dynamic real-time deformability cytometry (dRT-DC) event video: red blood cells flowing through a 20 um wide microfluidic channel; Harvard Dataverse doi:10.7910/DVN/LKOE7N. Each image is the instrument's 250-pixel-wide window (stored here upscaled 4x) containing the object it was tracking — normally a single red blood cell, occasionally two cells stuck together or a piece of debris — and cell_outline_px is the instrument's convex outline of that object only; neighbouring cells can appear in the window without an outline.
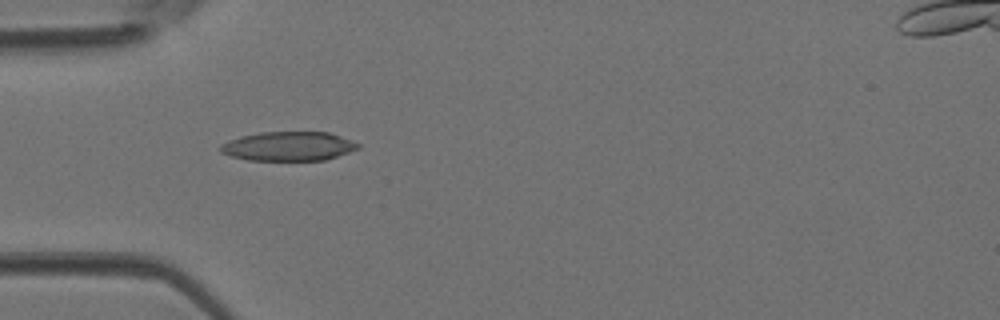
{"species": "Egyptian fruit bat (a non-hibernating species)", "species_latin": "Rousettus aegyptiacus", "temperature_condition": "room temperature", "stored_images_in_passage": 32, "camera_frame_rate_fps": 3000, "um_per_image_px": 0.085, "animal": {"sex": "female"}, "frame": {"image": 1, "passage_image": 1, "time_ms": 0.0, "image_size_px": [1000, 320], "cell_outline_px": [[360, 148], [324, 160], [248, 160], [232, 156], [220, 152], [220, 144], [228, 140], [240, 136], [260, 132], [328, 132], [352, 140], [360, 144]], "centroid_in_image_um": [24.5, 12.42], "position_along_channel_um": 60.5, "area_um2": 23.35}}
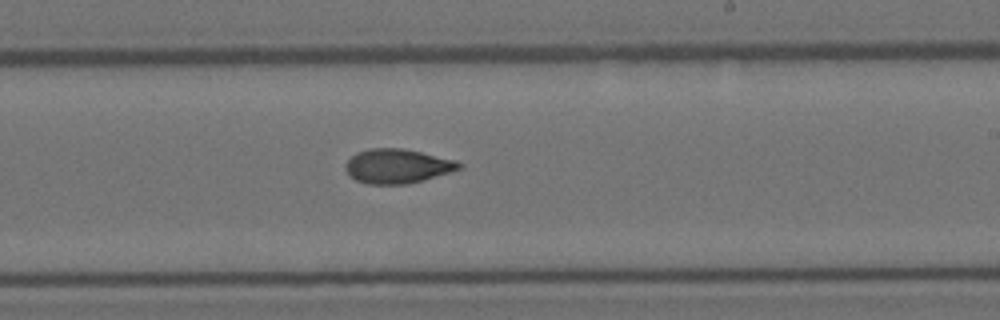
{"frame": {"image": 2, "passage_image": 14, "time_ms": 4.333, "image_size_px": [1000, 320], "cell_outline_px": [[464, 168], [420, 180], [404, 184], [368, 184], [356, 180], [344, 168], [344, 164], [356, 152], [368, 148], [404, 148], [456, 160], [464, 164]], "centroid_in_image_um": [33.78, 14.1], "position_along_channel_um": 255.2, "area_um2": 22.66}}
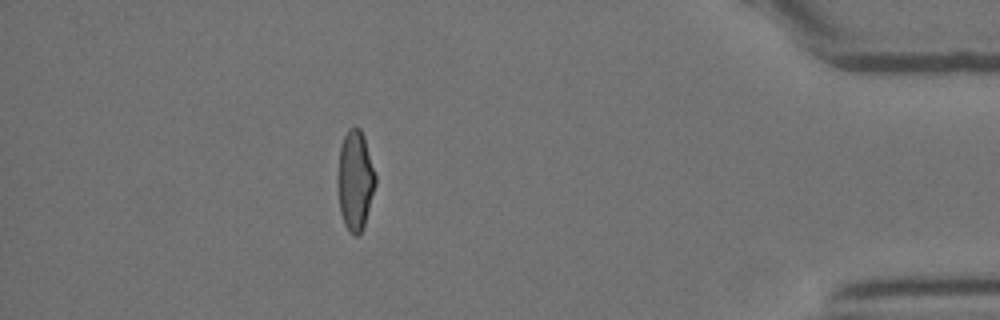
{"frame": {"image": 3, "passage_image": 27, "time_ms": 8.667, "image_size_px": [1000, 320], "cell_outline_px": [[376, 184], [364, 228], [356, 236], [344, 224], [340, 212], [336, 180], [336, 176], [340, 148], [344, 136], [348, 128], [360, 128], [364, 136], [376, 176]], "centroid_in_image_um": [30.18, 15.33], "position_along_channel_um": 405.0, "area_um2": 22.14}}